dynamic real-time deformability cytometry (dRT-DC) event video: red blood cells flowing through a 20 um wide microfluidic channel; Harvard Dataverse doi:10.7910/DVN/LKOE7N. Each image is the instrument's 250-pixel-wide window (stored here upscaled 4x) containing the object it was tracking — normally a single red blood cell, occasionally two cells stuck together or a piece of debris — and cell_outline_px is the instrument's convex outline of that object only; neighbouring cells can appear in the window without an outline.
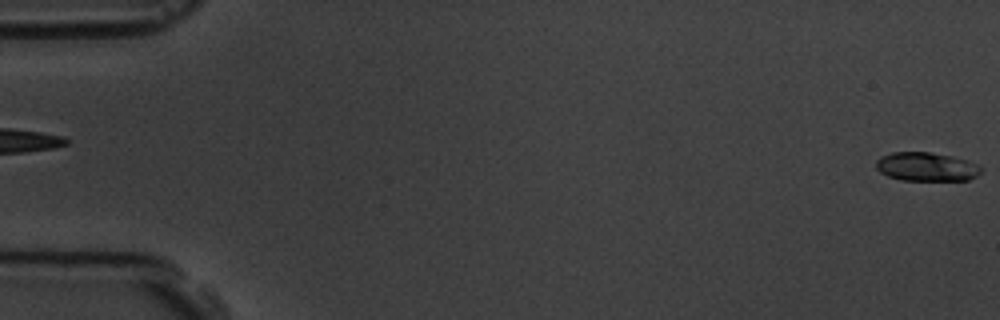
{"species": "common noctule bat (a hibernating species)", "species_latin": "Nyctalus noctula", "temperature_condition": "room temperature", "stored_images_in_passage": 6, "segment_of_instrument_passage": [2, 2], "camera_frame_rate_fps": 3000, "um_per_image_px": 0.085, "animal": {"sex": "male", "body_mass_g": 19.5, "forearm_length_mm": 54.6}, "frame": {"image": 1, "passage_image": 6, "time_ms": 6.0, "image_size_px": [1000, 320], "cell_outline_px": [[984, 168], [976, 176], [968, 180], [900, 180], [888, 176], [880, 172], [876, 168], [876, 160], [880, 156], [892, 152], [928, 152], [952, 156], [968, 160]], "centroid_in_image_um": [78.74, 14.17], "position_along_channel_um": 6.3, "area_um2": 17.69}}